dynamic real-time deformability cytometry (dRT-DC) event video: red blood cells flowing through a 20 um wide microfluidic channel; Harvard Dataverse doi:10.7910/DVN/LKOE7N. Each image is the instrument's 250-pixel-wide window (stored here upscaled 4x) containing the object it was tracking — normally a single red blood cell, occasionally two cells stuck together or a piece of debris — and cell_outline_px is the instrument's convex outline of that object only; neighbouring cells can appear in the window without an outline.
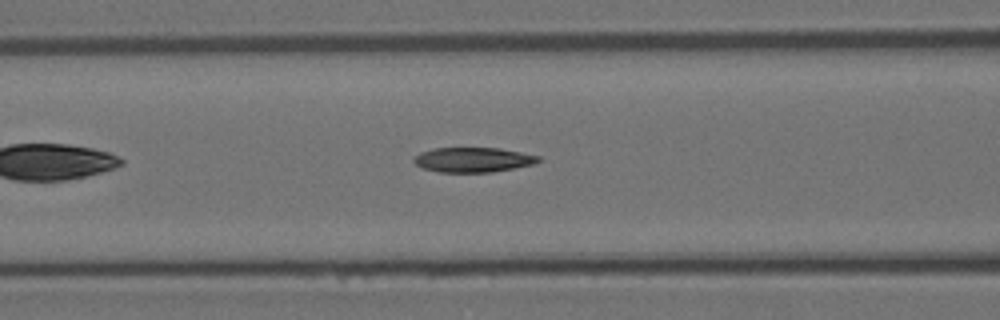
{"species": "Egyptian fruit bat (a non-hibernating species)", "species_latin": "Rousettus aegyptiacus", "temperature_condition": "room temperature", "stored_images_in_passage": 4, "camera_frame_rate_fps": 3000, "um_per_image_px": 0.085, "animal": {"sex": "female"}, "frame": {"image": 1, "passage_image": 4, "time_ms": 1.0, "image_size_px": [1000, 320], "cell_outline_px": [[540, 160], [532, 164], [492, 172], [440, 172], [424, 168], [416, 164], [412, 160], [420, 152], [432, 148], [500, 148], [540, 156]], "centroid_in_image_um": [40.19, 13.57], "position_along_channel_um": 126.4, "area_um2": 17.8}}